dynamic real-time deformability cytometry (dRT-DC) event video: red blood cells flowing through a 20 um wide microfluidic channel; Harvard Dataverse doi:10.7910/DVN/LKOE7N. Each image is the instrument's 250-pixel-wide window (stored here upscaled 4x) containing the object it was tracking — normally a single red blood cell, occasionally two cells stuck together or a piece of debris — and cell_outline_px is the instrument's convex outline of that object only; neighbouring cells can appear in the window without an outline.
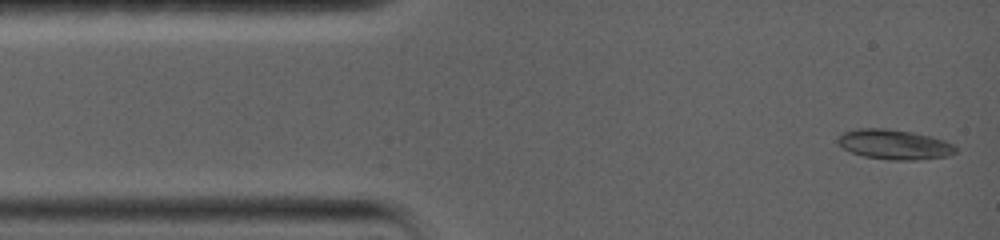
{"species": "common noctule bat (a hibernating species)", "species_latin": "Nyctalus noctula", "temperature_condition": "warm", "stored_images_in_passage": 4, "camera_frame_rate_fps": 5000, "um_per_image_px": 0.085, "animal": {"sex": "female", "body_mass_g": 19.0, "forearm_length_mm": 56.7}, "frame": {"image": 1, "passage_image": 1, "time_ms": 0.0, "image_size_px": [1000, 240], "cell_outline_px": [[956, 152], [948, 156], [916, 160], [892, 160], [864, 156], [852, 152], [844, 148], [836, 140], [836, 136], [844, 132], [860, 128], [884, 128], [912, 132], [932, 136], [944, 140], [952, 144], [956, 148]], "centroid_in_image_um": [76.02, 12.27], "position_along_channel_um": 9.0, "area_um2": 20.46}}
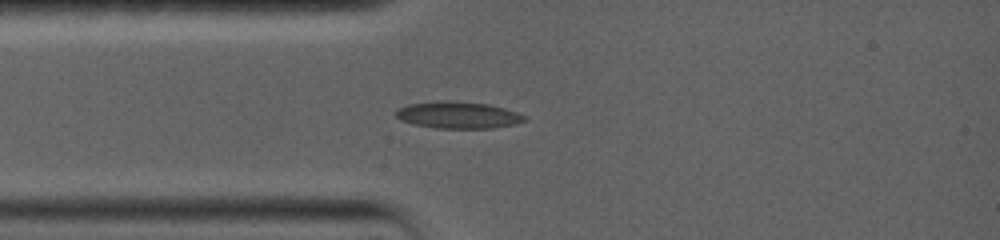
{"frame": {"image": 2, "passage_image": 4, "time_ms": 2.8, "image_size_px": [1000, 240], "cell_outline_px": [[528, 120], [516, 124], [492, 128], [436, 128], [412, 124], [400, 120], [396, 116], [396, 108], [408, 104], [436, 100], [456, 100], [488, 104], [504, 108], [528, 116]], "centroid_in_image_um": [38.93, 9.76], "position_along_channel_um": 46.1, "area_um2": 20.52}}